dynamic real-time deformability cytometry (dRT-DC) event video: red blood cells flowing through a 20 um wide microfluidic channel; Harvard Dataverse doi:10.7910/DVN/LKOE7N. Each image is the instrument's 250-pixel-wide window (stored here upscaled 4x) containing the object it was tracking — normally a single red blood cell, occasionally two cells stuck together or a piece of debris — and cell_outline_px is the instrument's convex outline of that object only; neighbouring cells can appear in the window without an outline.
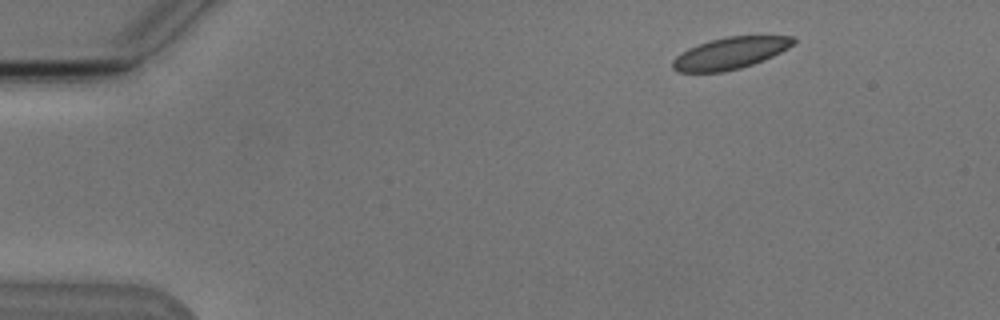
{"species": "Egyptian fruit bat (a non-hibernating species)", "species_latin": "Rousettus aegyptiacus", "temperature_condition": "cold", "stored_images_in_passage": 4, "camera_frame_rate_fps": 3000, "um_per_image_px": 0.085, "animal": {"sex": "male"}, "frame": {"image": 1, "passage_image": 1, "time_ms": 0.0, "image_size_px": [1000, 320], "cell_outline_px": [[796, 40], [788, 48], [764, 60], [740, 68], [724, 72], [676, 72], [672, 68], [672, 60], [676, 56], [688, 48], [712, 40], [728, 36], [796, 36]], "centroid_in_image_um": [62.05, 4.53], "position_along_channel_um": 23.0, "area_um2": 22.2}}
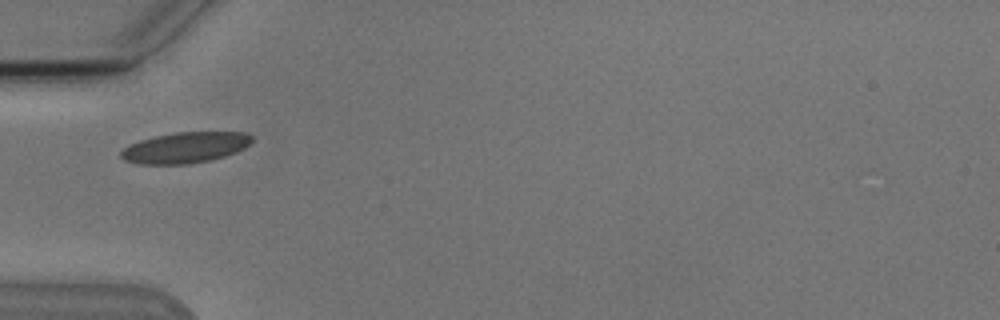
{"frame": {"image": 2, "passage_image": 4, "time_ms": 3.667, "image_size_px": [1000, 320], "cell_outline_px": [[252, 144], [236, 152], [224, 156], [208, 160], [188, 164], [140, 164], [124, 160], [120, 156], [120, 152], [128, 144], [140, 140], [156, 136], [176, 132], [244, 132], [252, 136]], "centroid_in_image_um": [15.74, 12.54], "position_along_channel_um": 69.3, "area_um2": 23.52}}